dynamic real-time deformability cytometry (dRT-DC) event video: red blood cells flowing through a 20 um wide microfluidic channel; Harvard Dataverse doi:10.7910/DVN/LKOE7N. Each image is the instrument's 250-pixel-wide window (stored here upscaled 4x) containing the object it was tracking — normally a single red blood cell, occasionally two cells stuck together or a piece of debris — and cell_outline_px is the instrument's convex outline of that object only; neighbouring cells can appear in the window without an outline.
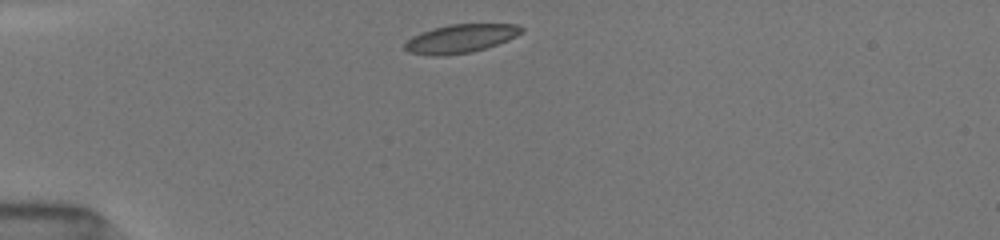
{"species": "common noctule bat (a hibernating species)", "species_latin": "Nyctalus noctula", "temperature_condition": "room temperature", "stored_images_in_passage": 38, "camera_frame_rate_fps": 3000, "um_per_image_px": 0.085, "animal": {"sex": "female", "body_mass_g": 19.5, "forearm_length_mm": 54.1}, "frame": {"image": 1, "passage_image": 1, "time_ms": 0.0, "image_size_px": [1000, 240], "cell_outline_px": [[524, 32], [508, 40], [472, 52], [440, 56], [432, 56], [408, 52], [404, 48], [404, 44], [412, 36], [420, 32], [432, 28], [448, 24], [520, 24], [524, 28]], "centroid_in_image_um": [39.15, 3.27], "position_along_channel_um": 45.9, "area_um2": 19.54}}
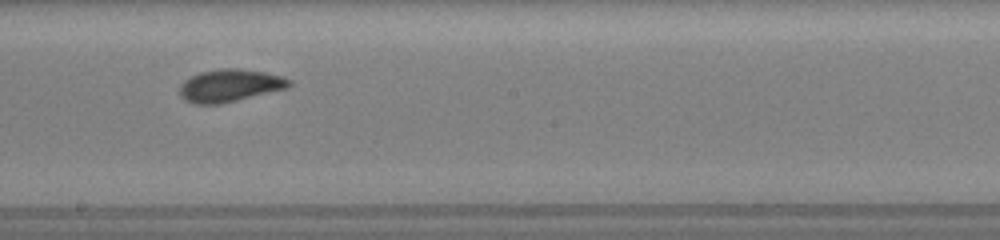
{"frame": {"image": 2, "passage_image": 17, "time_ms": 5.333, "image_size_px": [1000, 240], "cell_outline_px": [[292, 84], [288, 88], [220, 104], [192, 104], [184, 100], [180, 96], [180, 84], [184, 80], [200, 72], [220, 68], [236, 68], [264, 72], [280, 76], [292, 80]], "centroid_in_image_um": [19.52, 7.27], "position_along_channel_um": 228.7, "area_um2": 20.81}}
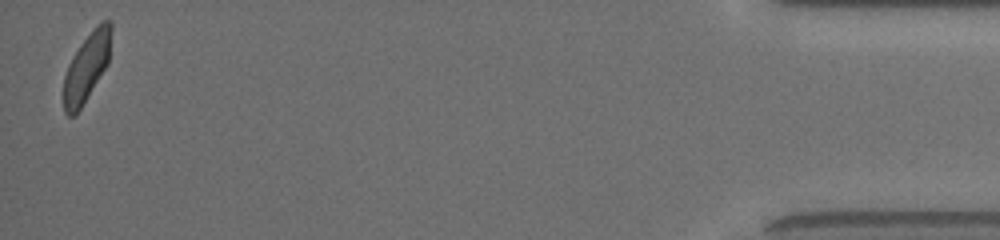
{"frame": {"image": 3, "passage_image": 38, "time_ms": 12.333, "image_size_px": [1000, 240], "cell_outline_px": [[112, 28], [108, 64], [80, 108], [72, 116], [68, 116], [64, 112], [64, 76], [68, 64], [72, 56], [80, 44], [92, 28], [96, 24], [104, 20], [108, 20], [112, 24]], "centroid_in_image_um": [7.37, 5.65], "position_along_channel_um": 427.8, "area_um2": 18.84}, "authors_computed_cell_mechanics": {"area_um2": 19.7098, "velocity_mm_per_s": 3.9961, "shape_relaxation_time_tau1_ms": 2.7125, "shape_relaxation_time_tau2_ms": 1.0976, "deformation_change_tau1": 0.1388, "deformation_change_tau2": 0.0629}}